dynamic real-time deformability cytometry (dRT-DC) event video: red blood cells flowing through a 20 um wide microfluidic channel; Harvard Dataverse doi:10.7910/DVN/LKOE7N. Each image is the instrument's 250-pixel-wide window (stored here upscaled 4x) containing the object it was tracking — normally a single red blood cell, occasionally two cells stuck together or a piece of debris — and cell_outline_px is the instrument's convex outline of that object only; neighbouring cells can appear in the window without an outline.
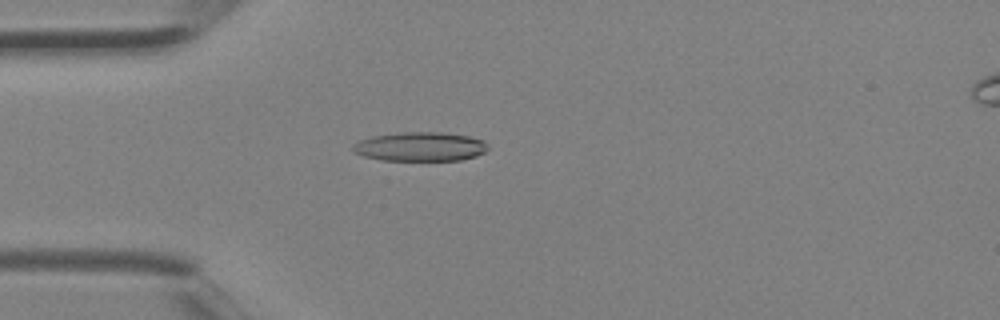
{"species": "Egyptian fruit bat (a non-hibernating species)", "species_latin": "Rousettus aegyptiacus", "temperature_condition": "room temperature", "stored_images_in_passage": 4, "camera_frame_rate_fps": 3000, "um_per_image_px": 0.085, "animal": {"sex": "female"}, "frame": {"image": 1, "passage_image": 3, "time_ms": 0.667, "image_size_px": [1000, 320], "cell_outline_px": [[488, 148], [484, 152], [476, 156], [460, 160], [380, 160], [364, 156], [352, 152], [352, 144], [360, 140], [372, 136], [396, 132], [440, 132], [468, 136], [484, 140], [488, 144]], "centroid_in_image_um": [35.69, 12.46], "position_along_channel_um": 49.3, "area_um2": 23.06}}